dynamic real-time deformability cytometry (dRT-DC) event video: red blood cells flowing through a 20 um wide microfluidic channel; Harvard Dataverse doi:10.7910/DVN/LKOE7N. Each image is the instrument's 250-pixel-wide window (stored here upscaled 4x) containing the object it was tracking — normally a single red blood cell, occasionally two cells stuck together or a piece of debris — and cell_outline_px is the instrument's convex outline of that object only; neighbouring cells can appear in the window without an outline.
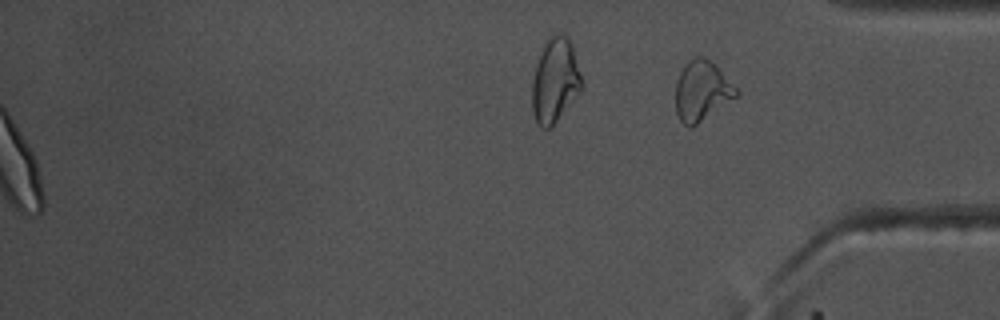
{"species": "common noctule bat (a hibernating species)", "species_latin": "Nyctalus noctula", "temperature_condition": "warm", "stored_images_in_passage": 57, "camera_frame_rate_fps": 3000, "um_per_image_px": 0.085, "animal": {"sex": "male", "body_mass_g": 17.5, "forearm_length_mm": 52.3}, "frame": {"image": 1, "passage_image": 57, "time_ms": 18.667, "image_size_px": [1000, 320], "cell_outline_px": [[740, 92], [736, 96], [692, 128], [688, 128], [680, 120], [676, 112], [676, 80], [684, 64], [688, 60], [696, 56], [704, 56]], "centroid_in_image_um": [59.6, 7.75], "position_along_channel_um": 375.6, "area_um2": 20.75}, "authors_computed_cell_mechanics": {"area_um2": 21.4438, "velocity_mm_per_s": 3.6915, "shape_relaxation_time_tau1_ms": 3.9696, "shape_relaxation_time_tau2_ms": 0.8863, "deformation_change_tau1": 0.115, "deformation_change_tau2": 0.0507}}